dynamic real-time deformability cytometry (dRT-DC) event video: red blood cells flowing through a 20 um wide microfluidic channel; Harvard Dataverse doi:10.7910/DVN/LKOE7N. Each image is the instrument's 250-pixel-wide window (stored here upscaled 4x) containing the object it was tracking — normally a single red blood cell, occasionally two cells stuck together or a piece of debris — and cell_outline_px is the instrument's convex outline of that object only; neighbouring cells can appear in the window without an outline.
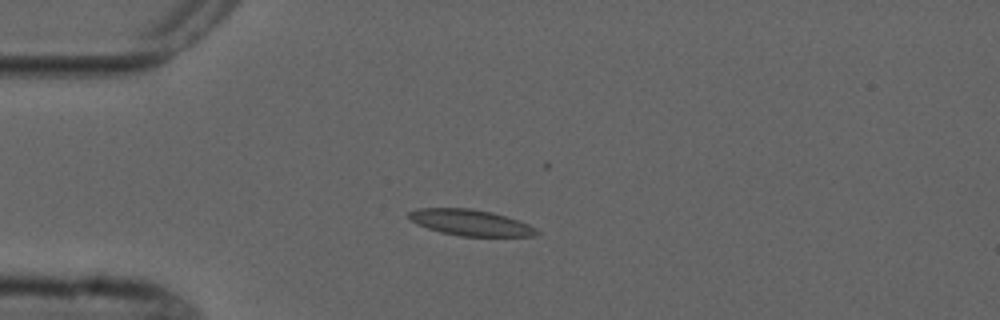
{"species": "common noctule bat (a hibernating species)", "species_latin": "Nyctalus noctula", "temperature_condition": "cold", "stored_images_in_passage": 7, "camera_frame_rate_fps": 3000, "um_per_image_px": 0.085, "animal": {"sex": "male", "forearm_length_mm": 52.5}, "frame": {"image": 1, "passage_image": 3, "time_ms": 2.333, "image_size_px": [1000, 320], "cell_outline_px": [[540, 232], [536, 236], [460, 236], [440, 232], [416, 224], [408, 216], [408, 212], [420, 208], [468, 208], [492, 212], [528, 224], [536, 228]], "centroid_in_image_um": [39.99, 18.92], "position_along_channel_um": 45.0, "area_um2": 19.25}}
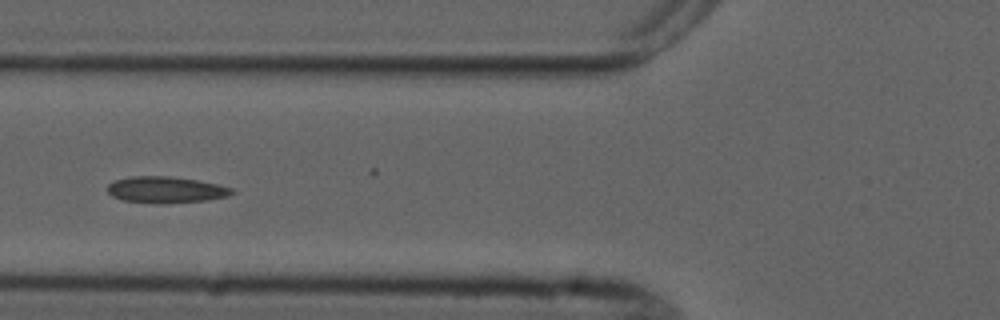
{"frame": {"image": 2, "passage_image": 5, "time_ms": 4.667, "image_size_px": [1000, 320], "cell_outline_px": [[236, 192], [228, 196], [208, 200], [124, 200], [112, 196], [104, 188], [112, 180], [132, 176], [168, 176], [196, 180], [216, 184], [232, 188]], "centroid_in_image_um": [14.06, 16.06], "position_along_channel_um": 111.7, "area_um2": 18.03}}
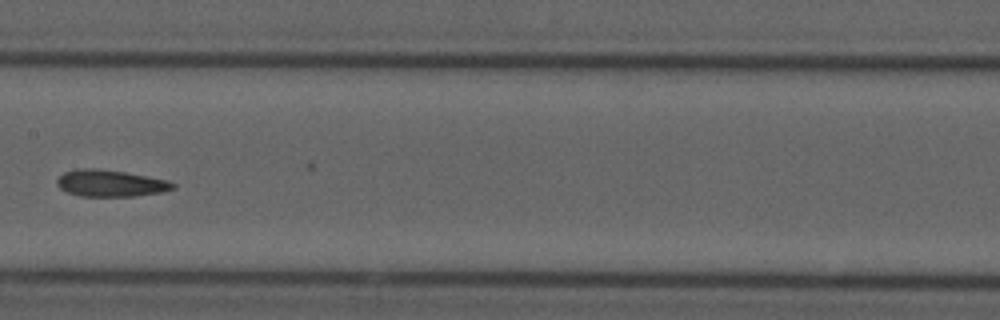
{"frame": {"image": 3, "passage_image": 7, "time_ms": 7.0, "image_size_px": [1000, 320], "cell_outline_px": [[176, 188], [160, 192], [132, 196], [80, 196], [68, 192], [60, 188], [56, 184], [56, 180], [64, 172], [76, 168], [96, 168], [124, 172], [168, 180], [176, 184]], "centroid_in_image_um": [9.37, 15.57], "position_along_channel_um": 198.0, "area_um2": 17.98}}